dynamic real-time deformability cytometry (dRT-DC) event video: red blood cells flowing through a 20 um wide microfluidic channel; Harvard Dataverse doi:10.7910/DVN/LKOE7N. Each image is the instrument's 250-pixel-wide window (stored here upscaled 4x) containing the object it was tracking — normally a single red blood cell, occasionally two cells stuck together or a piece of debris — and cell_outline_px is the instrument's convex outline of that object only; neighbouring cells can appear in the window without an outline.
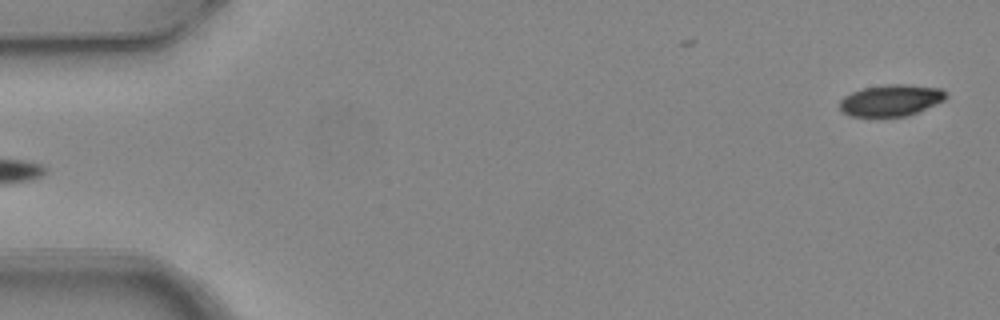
{"species": "common noctule bat (a hibernating species)", "species_latin": "Nyctalus noctula", "temperature_condition": "warm", "stored_images_in_passage": 4, "segment_of_instrument_passage": [2, 2], "camera_frame_rate_fps": 3000, "um_per_image_px": 0.085, "animal": {"sex": "female", "body_mass_g": 24.6, "forearm_length_mm": 56.2}, "frame": {"image": 1, "passage_image": 4, "time_ms": 1.0, "image_size_px": [1000, 320], "cell_outline_px": [[948, 96], [944, 100], [916, 112], [904, 116], [872, 120], [848, 116], [840, 112], [840, 100], [844, 96], [852, 92], [864, 88], [888, 84], [904, 84], [940, 88]], "centroid_in_image_um": [75.63, 8.58], "position_along_channel_um": 9.4, "area_um2": 20.11}}